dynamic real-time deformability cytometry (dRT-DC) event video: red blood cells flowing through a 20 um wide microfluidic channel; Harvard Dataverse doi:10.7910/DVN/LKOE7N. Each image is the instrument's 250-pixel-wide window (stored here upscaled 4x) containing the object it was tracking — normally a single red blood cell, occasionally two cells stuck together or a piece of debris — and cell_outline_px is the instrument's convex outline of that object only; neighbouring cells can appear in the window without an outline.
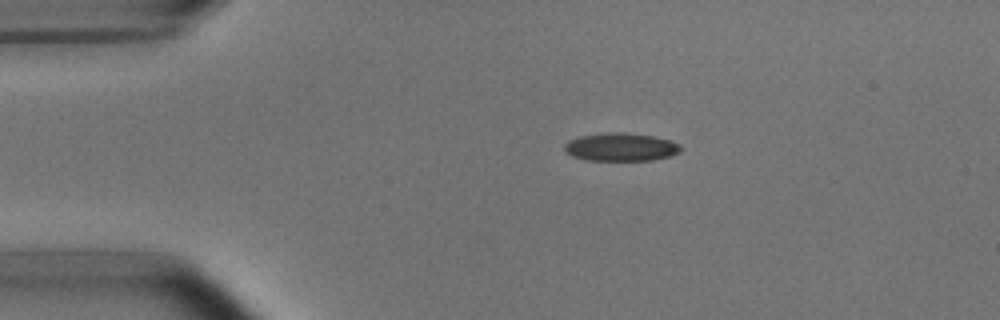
{"species": "common noctule bat (a hibernating species)", "species_latin": "Nyctalus noctula", "temperature_condition": "room temperature", "stored_images_in_passage": 7, "camera_frame_rate_fps": 3000, "um_per_image_px": 0.085, "animal": {"sex": "male", "body_mass_g": 15.6}, "frame": {"image": 1, "passage_image": 1, "time_ms": 0.0, "image_size_px": [1000, 320], "cell_outline_px": [[680, 152], [668, 156], [652, 160], [588, 160], [572, 156], [564, 148], [564, 144], [568, 140], [580, 136], [608, 132], [624, 132], [652, 136], [668, 140], [680, 144]], "centroid_in_image_um": [52.75, 12.49], "position_along_channel_um": 32.3, "area_um2": 18.84}}
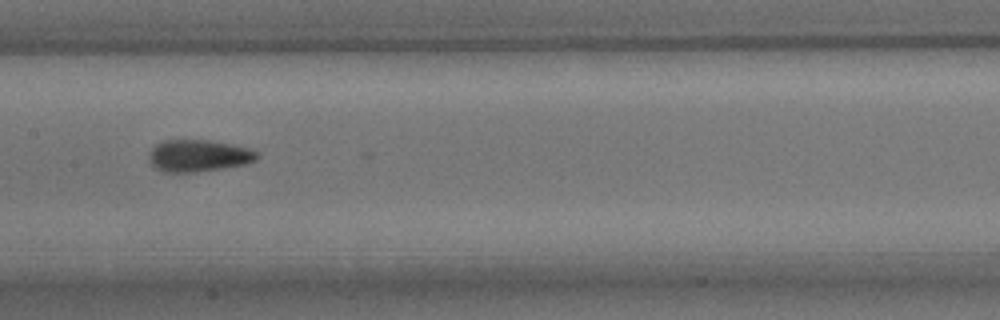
{"frame": {"image": 2, "passage_image": 5, "time_ms": 5.333, "image_size_px": [1000, 320], "cell_outline_px": [[260, 156], [256, 160], [244, 164], [224, 168], [196, 172], [164, 172], [156, 168], [148, 160], [148, 156], [152, 148], [156, 144], [164, 140], [208, 140], [248, 148], [256, 152]], "centroid_in_image_um": [16.85, 13.24], "position_along_channel_um": 190.6, "area_um2": 20.0}}
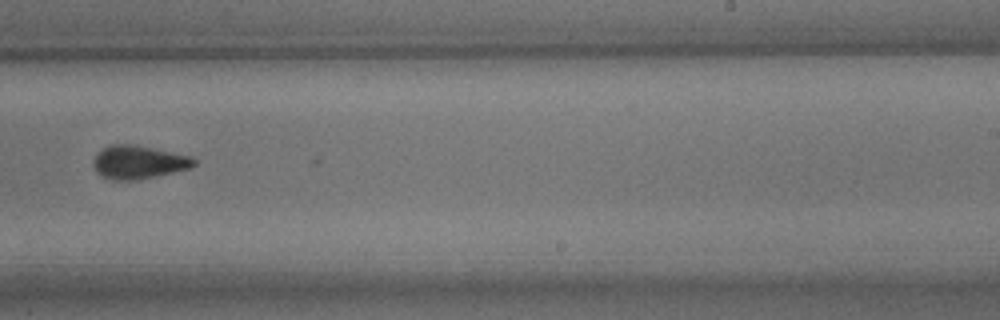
{"frame": {"image": 3, "passage_image": 7, "time_ms": 7.667, "image_size_px": [1000, 320], "cell_outline_px": [[196, 164], [192, 168], [156, 176], [136, 180], [112, 180], [100, 176], [96, 172], [92, 164], [92, 160], [104, 148], [112, 144], [128, 144], [192, 156], [196, 160]], "centroid_in_image_um": [11.77, 13.81], "position_along_channel_um": 277.2, "area_um2": 19.42}}